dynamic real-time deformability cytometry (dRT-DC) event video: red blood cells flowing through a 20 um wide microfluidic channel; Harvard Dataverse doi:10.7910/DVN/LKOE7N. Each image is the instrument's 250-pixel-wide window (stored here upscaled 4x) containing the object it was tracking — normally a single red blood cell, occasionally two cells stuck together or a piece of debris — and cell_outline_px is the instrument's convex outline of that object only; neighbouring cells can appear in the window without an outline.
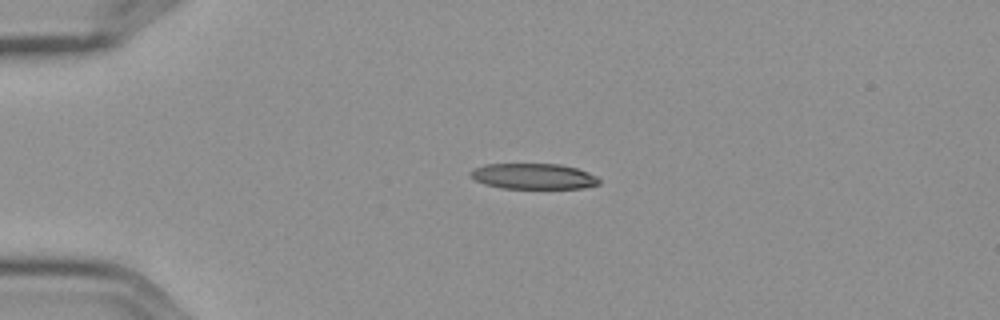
{"species": "Egyptian fruit bat (a non-hibernating species)", "species_latin": "Rousettus aegyptiacus", "temperature_condition": "cold", "stored_images_in_passage": 4, "camera_frame_rate_fps": 3000, "um_per_image_px": 0.085, "frame": {"image": 1, "passage_image": 3, "time_ms": 0.667, "image_size_px": [1000, 320], "cell_outline_px": [[600, 184], [584, 188], [500, 188], [484, 184], [468, 176], [468, 172], [472, 168], [484, 164], [560, 164], [576, 168], [588, 172], [596, 176], [600, 180]], "centroid_in_image_um": [45.3, 14.98], "position_along_channel_um": 39.7, "area_um2": 19.42}}